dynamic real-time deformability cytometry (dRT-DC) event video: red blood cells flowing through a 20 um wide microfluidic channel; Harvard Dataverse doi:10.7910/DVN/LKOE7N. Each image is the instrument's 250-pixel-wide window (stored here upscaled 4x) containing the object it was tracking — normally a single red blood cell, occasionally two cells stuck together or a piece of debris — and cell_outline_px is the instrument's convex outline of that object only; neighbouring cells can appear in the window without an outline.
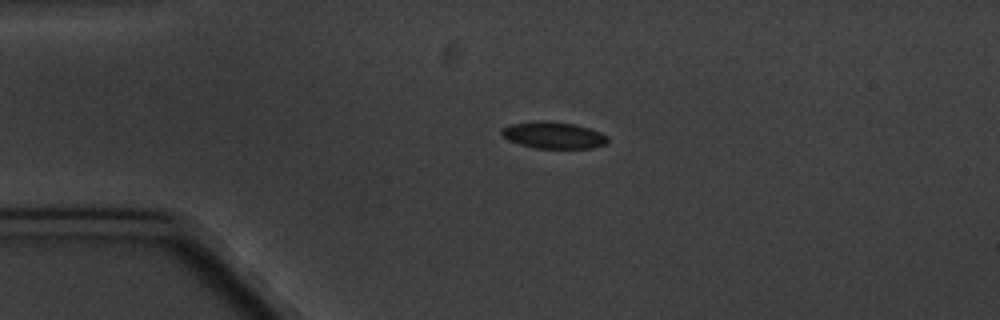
{"species": "common noctule bat (a hibernating species)", "species_latin": "Nyctalus noctula", "temperature_condition": "cold", "stored_images_in_passage": 5, "camera_frame_rate_fps": 3000, "um_per_image_px": 0.085, "animal": {"sex": "male", "body_mass_g": 20.1, "forearm_length_mm": 53.5}, "frame": {"image": 1, "passage_image": 4, "time_ms": 3.333, "image_size_px": [1000, 320], "cell_outline_px": [[608, 144], [592, 148], [536, 148], [520, 144], [508, 140], [500, 132], [508, 124], [536, 120], [544, 120], [576, 124], [600, 132], [608, 136]], "centroid_in_image_um": [47.06, 11.48], "position_along_channel_um": 37.9, "area_um2": 16.65}}